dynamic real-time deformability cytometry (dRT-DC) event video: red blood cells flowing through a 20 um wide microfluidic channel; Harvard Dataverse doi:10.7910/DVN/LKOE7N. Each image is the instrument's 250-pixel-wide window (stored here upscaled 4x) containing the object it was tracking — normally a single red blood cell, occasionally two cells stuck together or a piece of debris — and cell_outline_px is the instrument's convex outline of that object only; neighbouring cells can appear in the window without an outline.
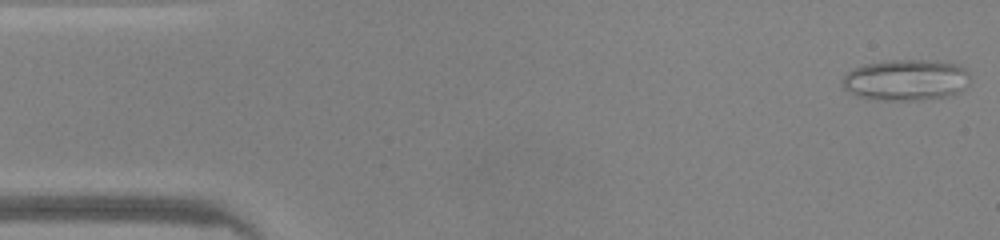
{"species": "common noctule bat (a hibernating species)", "species_latin": "Nyctalus noctula", "temperature_condition": "warm", "stored_images_in_passage": 46, "camera_frame_rate_fps": 3000, "um_per_image_px": 0.085, "animal": {"sex": "male", "body_mass_g": 20.0, "forearm_length_mm": 53.3}, "frame": {"image": 1, "passage_image": 1, "time_ms": 0.0, "image_size_px": [1000, 240], "cell_outline_px": [[968, 84], [964, 88], [956, 92], [944, 96], [924, 100], [880, 100], [856, 96], [848, 92], [844, 88], [840, 80], [848, 72], [864, 64], [884, 60], [936, 60], [956, 64], [964, 68], [968, 72]], "centroid_in_image_um": [76.97, 6.79], "position_along_channel_um": 8.0, "area_um2": 30.69}}
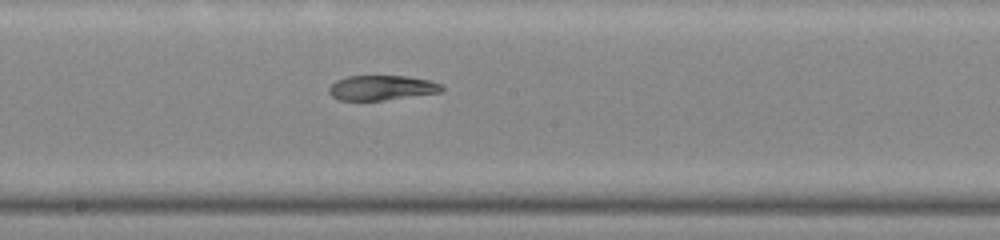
{"frame": {"image": 2, "passage_image": 24, "time_ms": 7.667, "image_size_px": [1000, 240], "cell_outline_px": [[444, 88], [440, 92], [384, 100], [340, 100], [332, 96], [328, 92], [328, 88], [336, 80], [348, 76], [408, 76], [432, 80], [444, 84]], "centroid_in_image_um": [32.47, 7.45], "position_along_channel_um": 215.7, "area_um2": 16.42}}
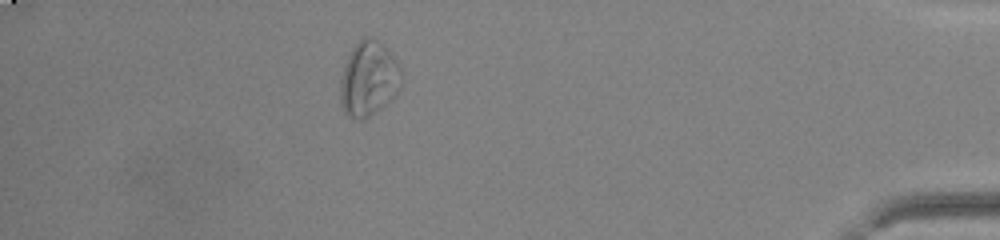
{"frame": {"image": 3, "passage_image": 41, "time_ms": 13.333, "image_size_px": [1000, 240], "cell_outline_px": [[404, 76], [400, 88], [392, 100], [376, 112], [364, 120], [360, 120], [348, 116], [344, 112], [340, 100], [340, 76], [344, 64], [352, 48], [364, 36], [368, 36], [376, 40], [400, 64]], "centroid_in_image_um": [31.35, 6.74], "position_along_channel_um": 403.9, "area_um2": 26.99}, "authors_computed_cell_mechanics": {"area_um2": 20.1722, "velocity_mm_per_s": 4.2625, "shape_relaxation_time_tau1_ms": null, "shape_relaxation_time_tau2_ms": 4.6053, "deformation_change_tau1": null, "deformation_change_tau2": 0.1159}}